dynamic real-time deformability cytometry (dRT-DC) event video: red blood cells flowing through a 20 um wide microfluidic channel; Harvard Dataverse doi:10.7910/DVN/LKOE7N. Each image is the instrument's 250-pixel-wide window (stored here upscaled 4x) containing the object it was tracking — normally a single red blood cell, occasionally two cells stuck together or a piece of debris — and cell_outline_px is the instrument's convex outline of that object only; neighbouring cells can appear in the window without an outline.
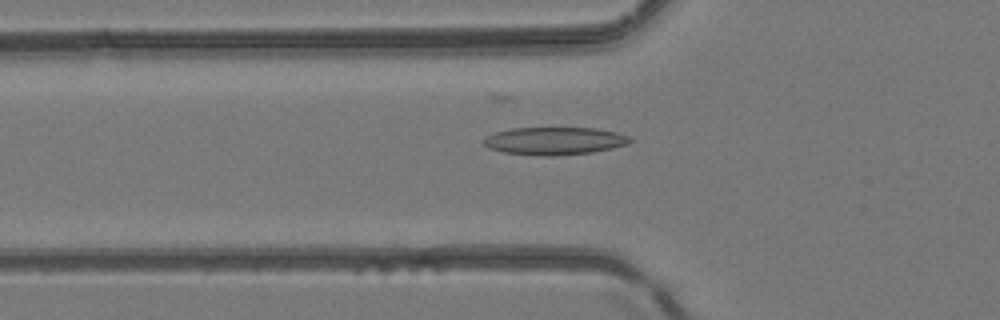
{"species": "common noctule bat (a hibernating species)", "species_latin": "Nyctalus noctula", "temperature_condition": "room temperature", "stored_images_in_passage": 28, "camera_frame_rate_fps": 3000, "um_per_image_px": 0.085, "animal": {"sex": "female", "body_mass_g": 24.6, "forearm_length_mm": 56.2}, "frame": {"image": 1, "passage_image": 5, "time_ms": 1.333, "image_size_px": [1000, 320], "cell_outline_px": [[632, 140], [628, 144], [612, 148], [592, 152], [552, 156], [544, 156], [504, 152], [488, 148], [480, 140], [484, 136], [496, 132], [512, 128], [596, 128], [616, 132], [628, 136]], "centroid_in_image_um": [47.09, 11.97], "position_along_channel_um": 78.7, "area_um2": 23.64}}
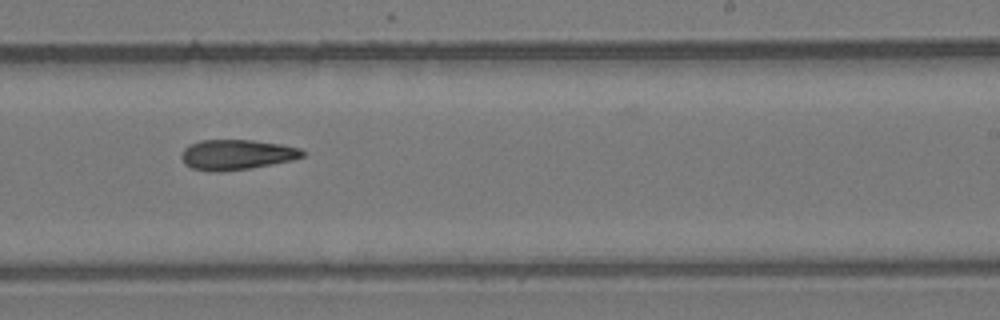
{"frame": {"image": 2, "passage_image": 18, "time_ms": 5.667, "image_size_px": [1000, 320], "cell_outline_px": [[304, 156], [292, 160], [248, 168], [220, 172], [216, 172], [192, 168], [184, 164], [180, 156], [184, 148], [200, 140], [252, 140], [280, 144], [300, 148], [304, 152]], "centroid_in_image_um": [20.09, 13.14], "position_along_channel_um": 268.9, "area_um2": 21.1}}
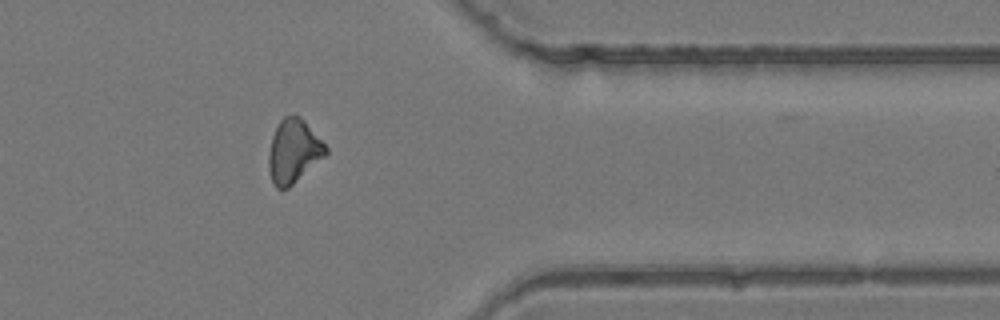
{"frame": {"image": 3, "passage_image": 27, "time_ms": 8.667, "image_size_px": [1000, 320], "cell_outline_px": [[328, 152], [324, 156], [288, 188], [276, 188], [272, 180], [268, 168], [268, 152], [272, 136], [280, 120], [284, 116], [300, 116], [304, 120], [328, 148]], "centroid_in_image_um": [24.93, 12.84], "position_along_channel_um": 386.5, "area_um2": 20.81}}